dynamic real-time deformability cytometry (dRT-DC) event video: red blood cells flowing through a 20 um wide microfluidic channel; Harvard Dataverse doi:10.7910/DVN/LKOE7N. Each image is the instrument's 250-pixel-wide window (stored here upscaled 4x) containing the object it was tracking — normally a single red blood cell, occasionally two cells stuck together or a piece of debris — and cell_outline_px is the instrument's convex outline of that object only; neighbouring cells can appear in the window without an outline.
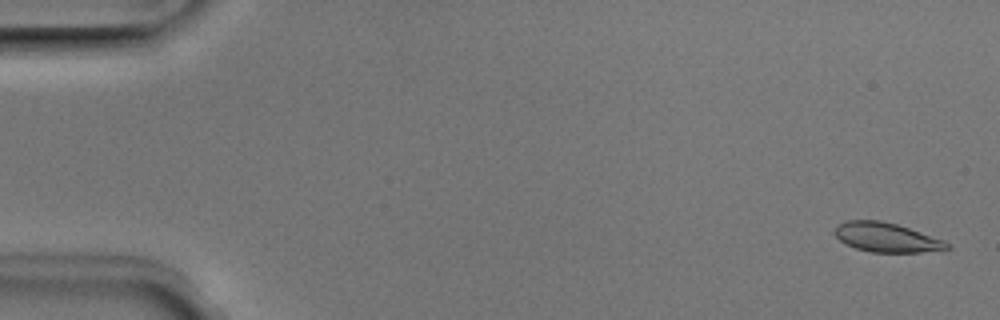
{"species": "Egyptian fruit bat (a non-hibernating species)", "species_latin": "Rousettus aegyptiacus", "temperature_condition": "room temperature", "stored_images_in_passage": 5, "camera_frame_rate_fps": 3000, "um_per_image_px": 0.085, "animal": {"sex": "male"}, "frame": {"image": 1, "passage_image": 1, "time_ms": 0.0, "image_size_px": [1000, 320], "cell_outline_px": [[952, 248], [920, 252], [872, 252], [856, 248], [844, 244], [832, 232], [836, 224], [848, 220], [880, 220], [896, 224], [944, 240]], "centroid_in_image_um": [75.28, 20.17], "position_along_channel_um": 9.7, "area_um2": 19.13}}
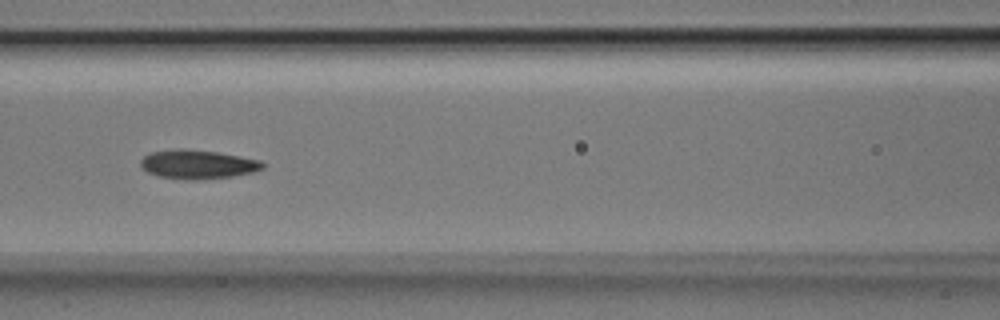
{"frame": {"image": 2, "passage_image": 5, "time_ms": 1.333, "image_size_px": [1000, 320], "cell_outline_px": [[264, 168], [252, 172], [232, 176], [196, 180], [188, 180], [156, 176], [148, 172], [140, 164], [140, 160], [144, 156], [152, 152], [172, 148], [184, 148], [216, 152], [240, 156], [260, 160], [264, 164]], "centroid_in_image_um": [16.78, 13.96], "position_along_channel_um": 149.8, "area_um2": 20.63}}